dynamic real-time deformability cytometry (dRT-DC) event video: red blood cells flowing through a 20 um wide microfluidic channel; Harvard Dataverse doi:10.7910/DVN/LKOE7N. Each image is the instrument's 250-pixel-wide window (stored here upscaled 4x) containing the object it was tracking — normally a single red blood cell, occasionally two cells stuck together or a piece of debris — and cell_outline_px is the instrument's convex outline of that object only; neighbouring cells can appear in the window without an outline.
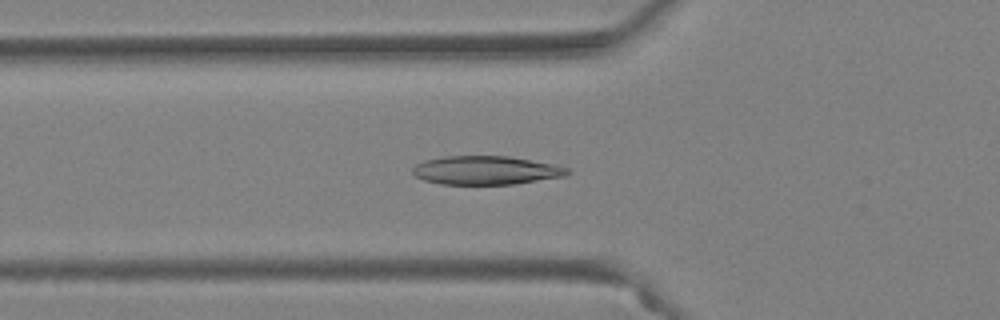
{"species": "Egyptian fruit bat (a non-hibernating species)", "species_latin": "Rousettus aegyptiacus", "temperature_condition": "warm", "stored_images_in_passage": 43, "camera_frame_rate_fps": 3000, "um_per_image_px": 0.085, "animal": {"sex": "female"}, "frame": {"image": 1, "passage_image": 12, "time_ms": 3.667, "image_size_px": [1000, 320], "cell_outline_px": [[572, 172], [568, 176], [512, 184], [440, 184], [424, 180], [416, 176], [412, 172], [412, 168], [416, 164], [424, 160], [444, 156], [508, 156], [552, 164], [568, 168]], "centroid_in_image_um": [41.31, 14.47], "position_along_channel_um": 84.5, "area_um2": 25.84}}
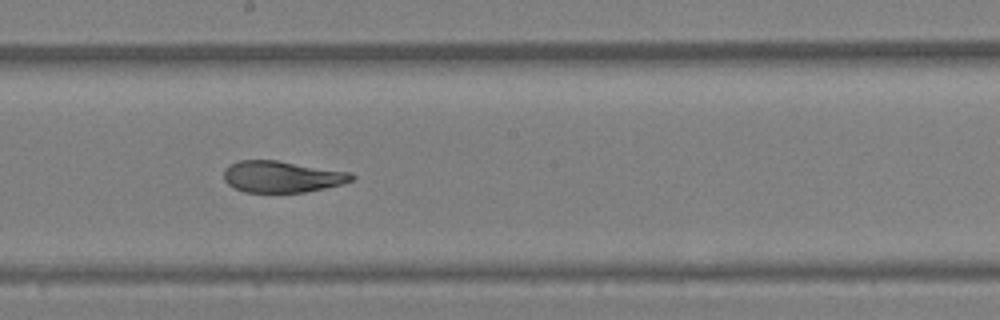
{"frame": {"image": 2, "passage_image": 22, "time_ms": 7.0, "image_size_px": [1000, 320], "cell_outline_px": [[356, 176], [352, 180], [344, 184], [304, 192], [244, 192], [228, 184], [224, 180], [224, 168], [228, 164], [240, 160], [276, 160], [352, 172]], "centroid_in_image_um": [23.97, 15.01], "position_along_channel_um": 224.2, "area_um2": 23.58}}
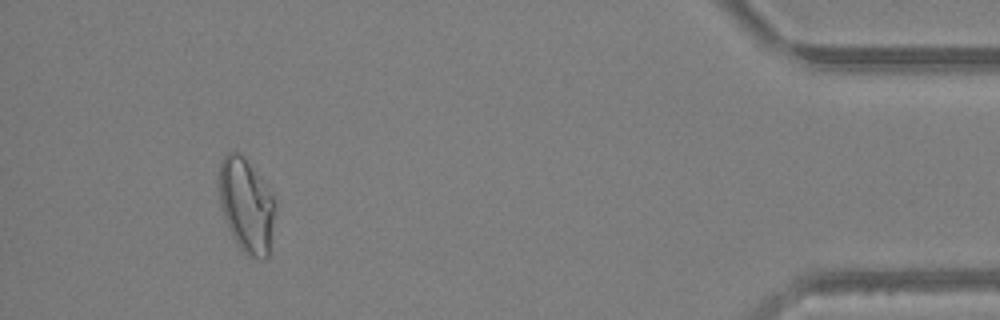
{"frame": {"image": 3, "passage_image": 40, "time_ms": 13.0, "image_size_px": [1000, 320], "cell_outline_px": [[276, 208], [268, 256], [264, 260], [248, 256], [240, 248], [232, 236], [228, 228], [220, 204], [220, 164], [224, 156], [228, 152], [240, 152], [244, 156], [272, 192], [276, 204]], "centroid_in_image_um": [20.97, 17.46], "position_along_channel_um": 414.2, "area_um2": 30.81}, "authors_computed_cell_mechanics": {"area_um2": 26.01, "velocity_mm_per_s": 4.1748, "shape_relaxation_time_tau1_ms": null, "shape_relaxation_time_tau2_ms": 1.8487, "deformation_change_tau1": null, "deformation_change_tau2": 0.0691}}